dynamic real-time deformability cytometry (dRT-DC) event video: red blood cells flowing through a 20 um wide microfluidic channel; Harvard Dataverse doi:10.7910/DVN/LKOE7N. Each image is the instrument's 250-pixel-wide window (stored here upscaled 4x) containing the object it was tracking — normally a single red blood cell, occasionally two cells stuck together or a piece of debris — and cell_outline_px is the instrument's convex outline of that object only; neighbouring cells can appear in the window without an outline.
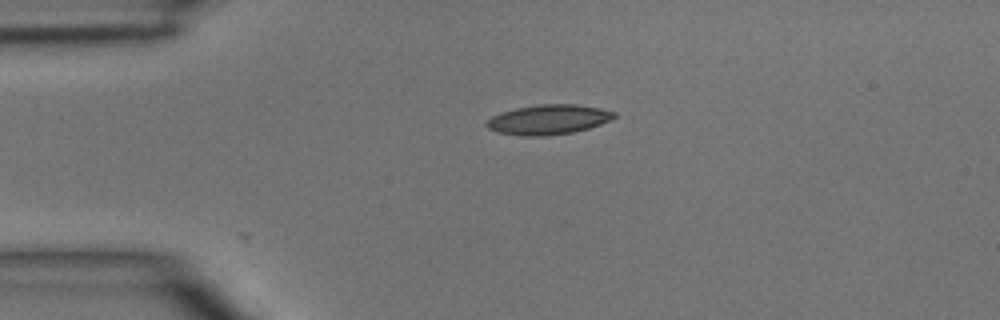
{"species": "common noctule bat (a hibernating species)", "species_latin": "Nyctalus noctula", "temperature_condition": "room temperature", "stored_images_in_passage": 3, "camera_frame_rate_fps": 3000, "um_per_image_px": 0.085, "animal": {"sex": "male", "body_mass_g": 15.6}, "frame": {"image": 1, "passage_image": 1, "time_ms": 0.0, "image_size_px": [1000, 320], "cell_outline_px": [[616, 116], [600, 124], [588, 128], [572, 132], [544, 136], [524, 136], [496, 132], [488, 128], [484, 124], [492, 116], [500, 112], [516, 108], [536, 104], [576, 104], [600, 108], [616, 112]], "centroid_in_image_um": [46.58, 10.16], "position_along_channel_um": 38.4, "area_um2": 22.14}}